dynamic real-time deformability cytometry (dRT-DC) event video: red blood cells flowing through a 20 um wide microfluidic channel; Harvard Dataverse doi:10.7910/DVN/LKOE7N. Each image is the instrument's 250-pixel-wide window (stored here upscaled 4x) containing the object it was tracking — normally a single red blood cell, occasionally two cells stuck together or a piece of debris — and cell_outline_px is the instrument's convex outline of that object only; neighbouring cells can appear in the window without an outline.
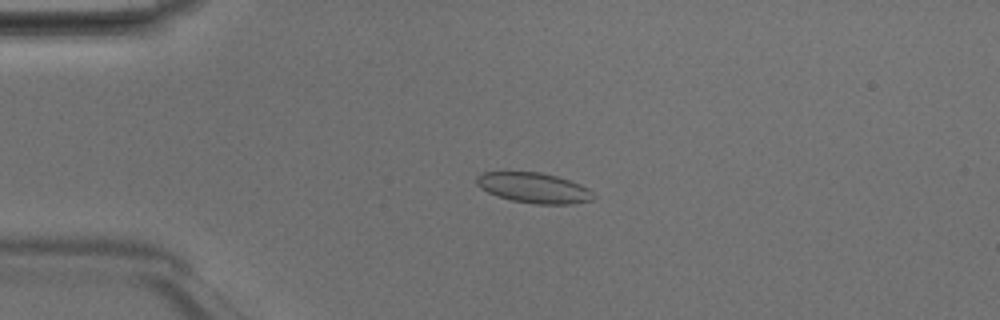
{"species": "Egyptian fruit bat (a non-hibernating species)", "species_latin": "Rousettus aegyptiacus", "temperature_condition": "room temperature", "stored_images_in_passage": 48, "camera_frame_rate_fps": 3000, "um_per_image_px": 0.085, "animal": {"sex": "male"}, "frame": {"image": 1, "passage_image": 11, "time_ms": 3.333, "image_size_px": [1000, 320], "cell_outline_px": [[596, 196], [592, 200], [572, 204], [536, 204], [512, 200], [496, 196], [480, 188], [476, 184], [476, 176], [484, 172], [540, 172], [556, 176], [580, 184], [588, 188]], "centroid_in_image_um": [45.37, 15.97], "position_along_channel_um": 39.6, "area_um2": 20.63}}
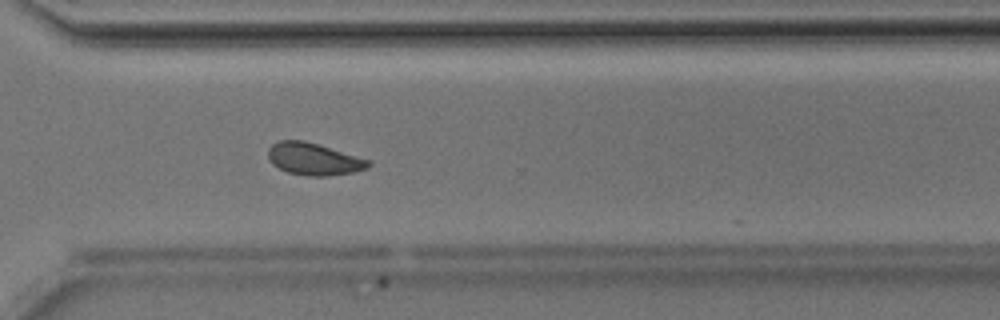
{"frame": {"image": 2, "passage_image": 35, "time_ms": 11.333, "image_size_px": [1000, 320], "cell_outline_px": [[372, 164], [368, 168], [352, 172], [324, 176], [308, 176], [288, 172], [272, 164], [268, 156], [268, 148], [272, 144], [280, 140], [304, 140], [372, 160]], "centroid_in_image_um": [26.69, 13.51], "position_along_channel_um": 343.9, "area_um2": 18.79}}
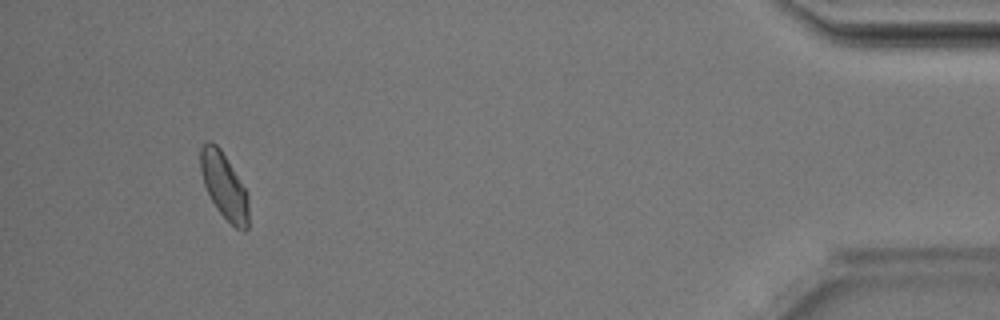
{"frame": {"image": 3, "passage_image": 45, "time_ms": 14.667, "image_size_px": [1000, 320], "cell_outline_px": [[248, 228], [244, 232], [236, 228], [216, 208], [204, 184], [200, 168], [200, 148], [208, 140], [216, 144], [220, 148], [244, 188], [248, 196]], "centroid_in_image_um": [19.04, 15.8], "position_along_channel_um": 416.2, "area_um2": 18.09}}